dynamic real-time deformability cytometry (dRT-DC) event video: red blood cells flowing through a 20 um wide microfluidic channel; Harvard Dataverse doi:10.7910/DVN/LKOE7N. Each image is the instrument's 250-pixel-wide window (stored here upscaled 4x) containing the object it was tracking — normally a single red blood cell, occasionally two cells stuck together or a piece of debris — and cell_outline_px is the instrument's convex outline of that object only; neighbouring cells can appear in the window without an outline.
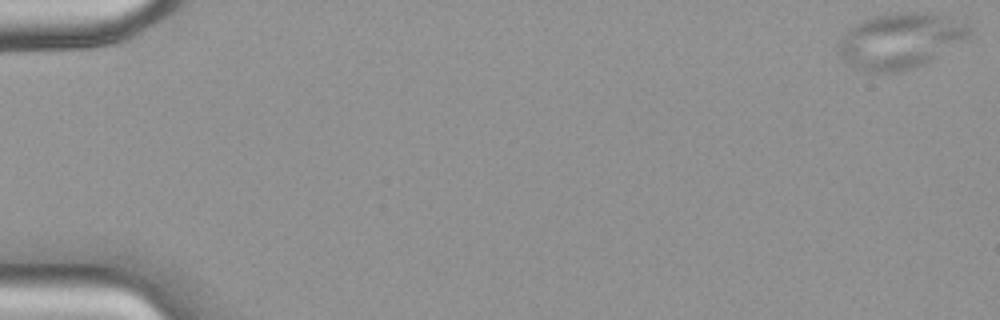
{"species": "common noctule bat (a hibernating species)", "species_latin": "Nyctalus noctula", "temperature_condition": "warm", "stored_images_in_passage": 50, "camera_frame_rate_fps": 3000, "um_per_image_px": 0.085, "animal": {"sex": "female", "body_mass_g": 18.4}, "frame": {"image": 1, "passage_image": 1, "time_ms": 0.0, "image_size_px": [1000, 320], "cell_outline_px": [[972, 40], [920, 64], [900, 72], [864, 72], [852, 68], [840, 56], [836, 40], [852, 24], [872, 16], [896, 12], [928, 12], [948, 16], [968, 24], [972, 28]], "centroid_in_image_um": [76.53, 3.45], "position_along_channel_um": 8.5, "area_um2": 43.47}}
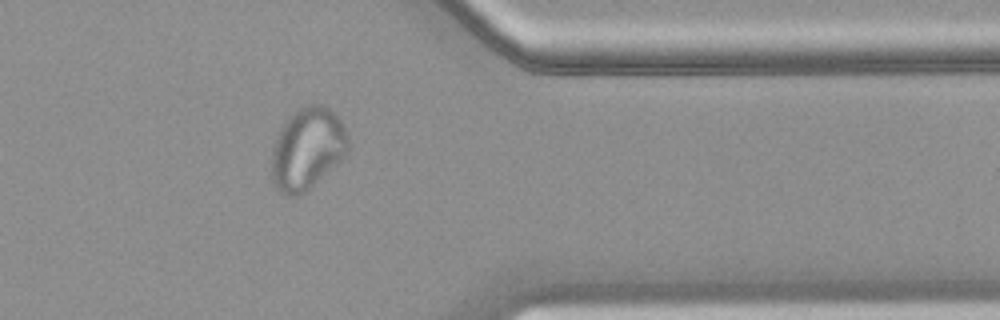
{"frame": {"image": 2, "passage_image": 41, "time_ms": 13.333, "image_size_px": [1000, 320], "cell_outline_px": [[352, 144], [348, 152], [340, 160], [300, 196], [288, 196], [276, 188], [272, 180], [272, 148], [276, 136], [280, 128], [300, 108], [308, 104], [320, 104], [328, 108], [344, 124]], "centroid_in_image_um": [26.15, 12.64], "position_along_channel_um": 385.3, "area_um2": 36.3}}
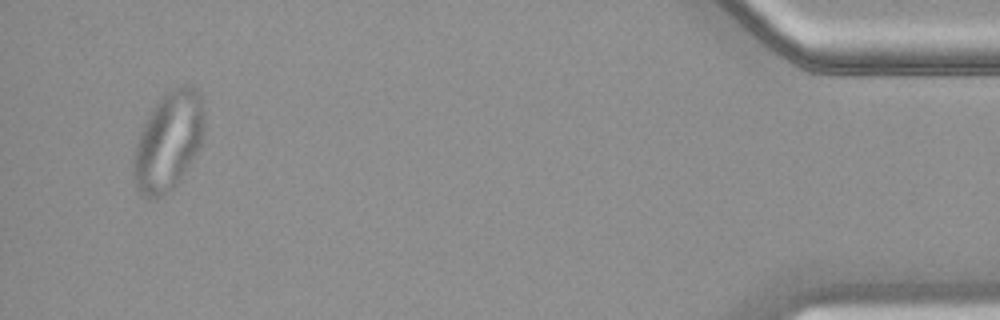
{"frame": {"image": 3, "passage_image": 48, "time_ms": 15.667, "image_size_px": [1000, 320], "cell_outline_px": [[204, 136], [196, 152], [176, 184], [172, 188], [152, 200], [144, 196], [140, 192], [132, 176], [132, 160], [136, 144], [140, 132], [152, 108], [172, 88], [184, 84], [188, 84], [196, 88], [200, 92], [204, 112]], "centroid_in_image_um": [14.31, 11.98], "position_along_channel_um": 420.9, "area_um2": 40.34}}